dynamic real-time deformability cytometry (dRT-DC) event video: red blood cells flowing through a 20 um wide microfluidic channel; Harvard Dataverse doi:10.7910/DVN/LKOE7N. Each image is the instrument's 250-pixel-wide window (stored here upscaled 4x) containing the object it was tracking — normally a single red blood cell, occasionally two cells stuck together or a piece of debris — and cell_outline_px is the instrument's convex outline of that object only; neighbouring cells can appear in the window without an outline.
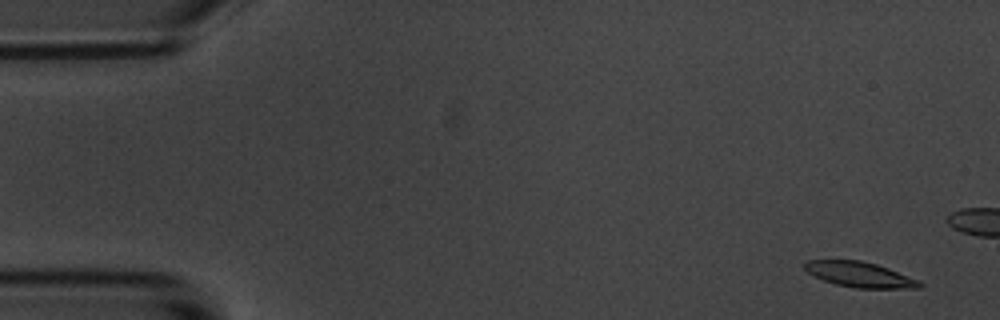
{"species": "common noctule bat (a hibernating species)", "species_latin": "Nyctalus noctula", "temperature_condition": "room temperature", "stored_images_in_passage": 5, "camera_frame_rate_fps": 3000, "um_per_image_px": 0.085, "animal": {"sex": "male", "body_mass_g": 20.1, "forearm_length_mm": 53.5}, "frame": {"image": 1, "passage_image": 1, "time_ms": 0.0, "image_size_px": [1000, 320], "cell_outline_px": [[924, 284], [920, 288], [856, 288], [836, 284], [824, 280], [808, 272], [804, 268], [804, 264], [808, 260], [860, 260], [876, 264], [888, 268], [920, 280]], "centroid_in_image_um": [73.12, 23.34], "position_along_channel_um": 11.9, "area_um2": 16.82}}